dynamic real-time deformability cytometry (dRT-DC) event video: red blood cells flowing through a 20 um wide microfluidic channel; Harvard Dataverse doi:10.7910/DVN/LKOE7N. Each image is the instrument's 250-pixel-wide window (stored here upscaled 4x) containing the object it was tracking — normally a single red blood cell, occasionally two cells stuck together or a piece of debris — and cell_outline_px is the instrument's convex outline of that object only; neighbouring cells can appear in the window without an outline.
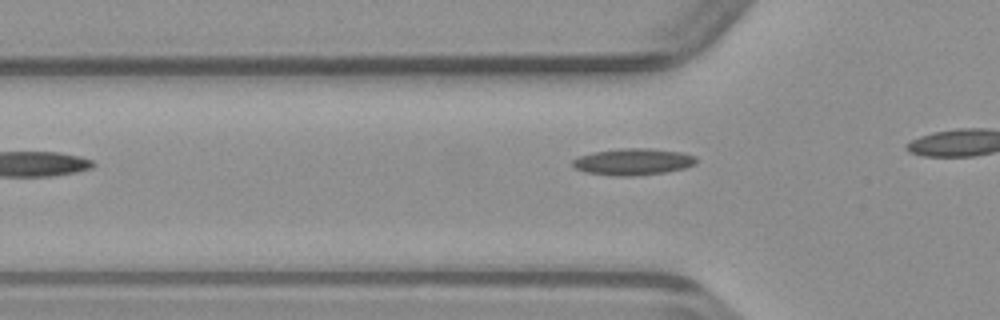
{"species": "common noctule bat (a hibernating species)", "species_latin": "Nyctalus noctula", "temperature_condition": "warm", "stored_images_in_passage": 7, "camera_frame_rate_fps": 3000, "um_per_image_px": 0.085, "animal": {"sex": "male", "body_mass_g": 23.1, "forearm_length_mm": 52.7}, "frame": {"image": 1, "passage_image": 2, "time_ms": 0.333, "image_size_px": [1000, 320], "cell_outline_px": [[696, 164], [684, 168], [664, 172], [632, 176], [616, 176], [584, 172], [576, 168], [572, 164], [572, 160], [580, 156], [592, 152], [620, 148], [648, 148], [684, 152], [696, 156]], "centroid_in_image_um": [53.82, 13.74], "position_along_channel_um": 72.0, "area_um2": 19.25}}
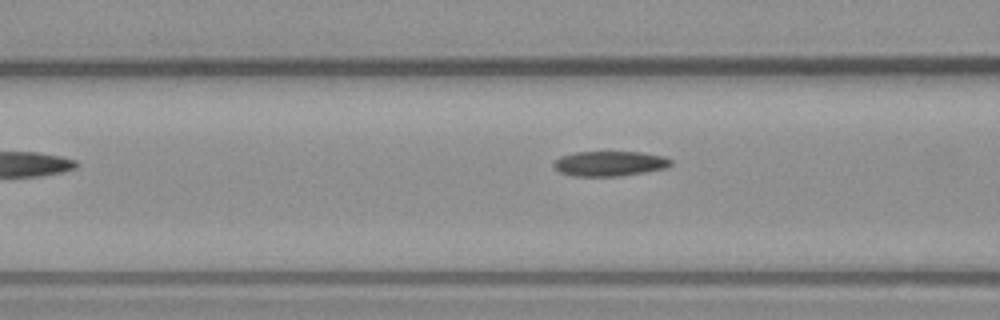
{"frame": {"image": 2, "passage_image": 5, "time_ms": 1.333, "image_size_px": [1000, 320], "cell_outline_px": [[672, 164], [664, 168], [644, 172], [620, 176], [572, 176], [560, 172], [552, 168], [552, 164], [560, 156], [576, 152], [640, 152], [664, 156], [672, 160]], "centroid_in_image_um": [51.78, 13.9], "position_along_channel_um": 114.8, "area_um2": 17.11}}